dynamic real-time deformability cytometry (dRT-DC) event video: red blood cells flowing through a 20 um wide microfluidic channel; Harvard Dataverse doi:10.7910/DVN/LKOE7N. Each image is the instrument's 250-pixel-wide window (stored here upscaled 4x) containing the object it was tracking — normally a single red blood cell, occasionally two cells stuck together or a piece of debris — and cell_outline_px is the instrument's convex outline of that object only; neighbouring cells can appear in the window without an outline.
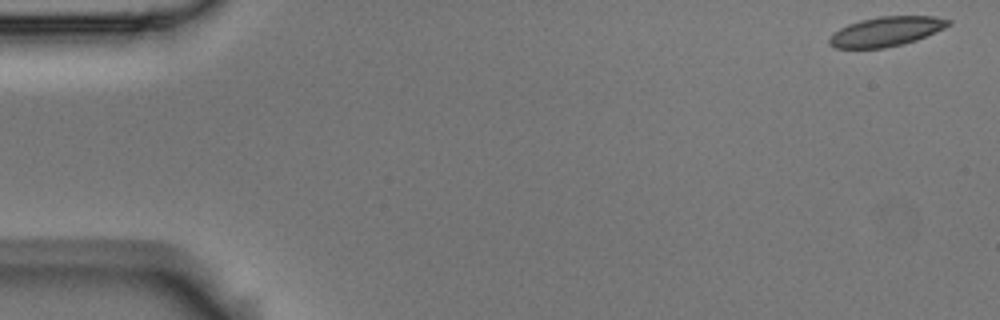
{"species": "Egyptian fruit bat (a non-hibernating species)", "species_latin": "Rousettus aegyptiacus", "temperature_condition": "room temperature", "stored_images_in_passage": 53, "camera_frame_rate_fps": 3000, "um_per_image_px": 0.085, "animal": {"sex": "male"}, "frame": {"image": 1, "passage_image": 1, "time_ms": 0.0, "image_size_px": [1000, 320], "cell_outline_px": [[952, 24], [944, 28], [916, 40], [884, 48], [836, 48], [828, 44], [828, 40], [832, 32], [848, 24], [860, 20], [880, 16], [936, 16], [952, 20]], "centroid_in_image_um": [75.31, 2.66], "position_along_channel_um": 9.7, "area_um2": 20.52}}
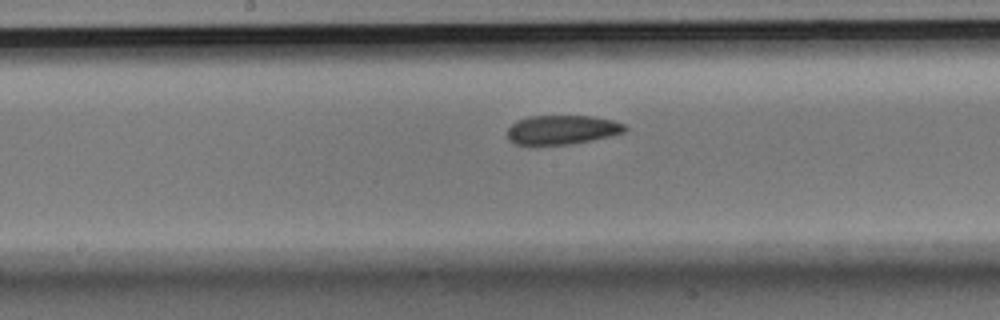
{"frame": {"image": 2, "passage_image": 27, "time_ms": 8.667, "image_size_px": [1000, 320], "cell_outline_px": [[628, 128], [624, 132], [592, 140], [568, 144], [516, 144], [508, 140], [508, 128], [516, 120], [528, 116], [592, 116], [612, 120], [624, 124]], "centroid_in_image_um": [47.76, 11.02], "position_along_channel_um": 200.4, "area_um2": 19.83}}
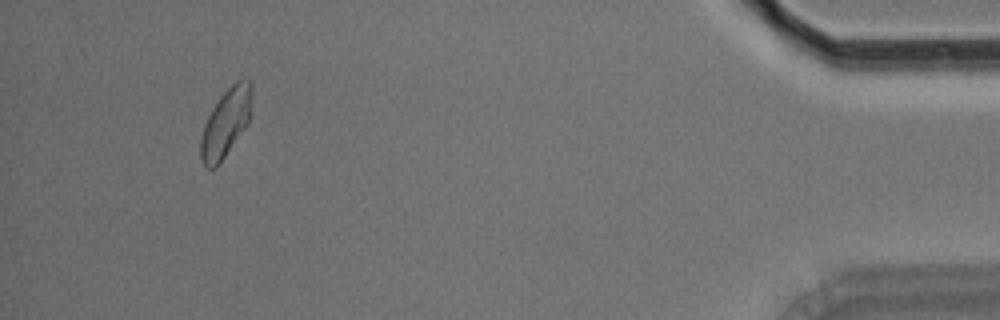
{"frame": {"image": 3, "passage_image": 50, "time_ms": 16.333, "image_size_px": [1000, 320], "cell_outline_px": [[252, 92], [248, 124], [216, 168], [208, 168], [204, 164], [200, 156], [200, 140], [204, 124], [212, 108], [220, 96], [236, 80], [252, 80]], "centroid_in_image_um": [19.19, 10.43], "position_along_channel_um": 416.0, "area_um2": 20.17}, "authors_computed_cell_mechanics": {"area_um2": 20.6346, "velocity_mm_per_s": 3.7027, "shape_relaxation_time_tau1_ms": 9.8086, "shape_relaxation_time_tau2_ms": 3.1359, "deformation_change_tau1": 0.1361, "deformation_change_tau2": 0.0819}}